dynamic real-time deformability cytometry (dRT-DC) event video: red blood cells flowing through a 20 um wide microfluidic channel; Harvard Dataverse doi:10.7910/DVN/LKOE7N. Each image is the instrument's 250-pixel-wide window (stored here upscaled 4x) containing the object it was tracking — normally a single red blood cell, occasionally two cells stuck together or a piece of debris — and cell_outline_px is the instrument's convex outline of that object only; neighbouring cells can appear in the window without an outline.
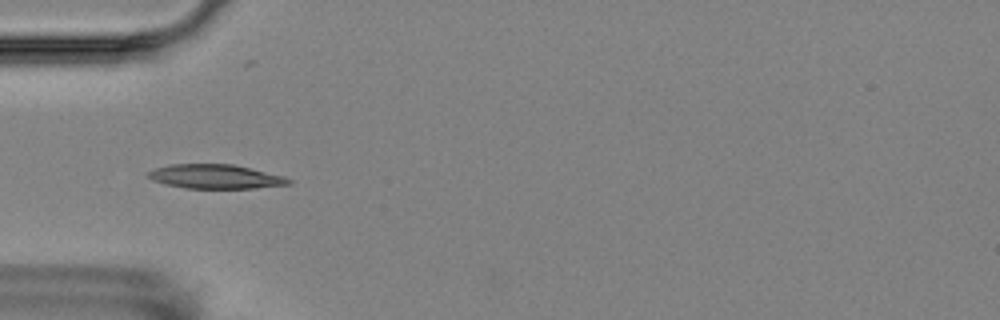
{"species": "Egyptian fruit bat (a non-hibernating species)", "species_latin": "Rousettus aegyptiacus", "temperature_condition": "room temperature", "stored_images_in_passage": 15, "camera_frame_rate_fps": 3000, "um_per_image_px": 0.085, "animal": {"sex": "female"}, "frame": {"image": 1, "passage_image": 4, "time_ms": 3.667, "image_size_px": [1000, 320], "cell_outline_px": [[292, 184], [256, 188], [184, 188], [164, 184], [152, 180], [144, 172], [168, 164], [232, 164], [284, 176], [292, 180]], "centroid_in_image_um": [18.28, 15.01], "position_along_channel_um": 66.7, "area_um2": 19.88}}
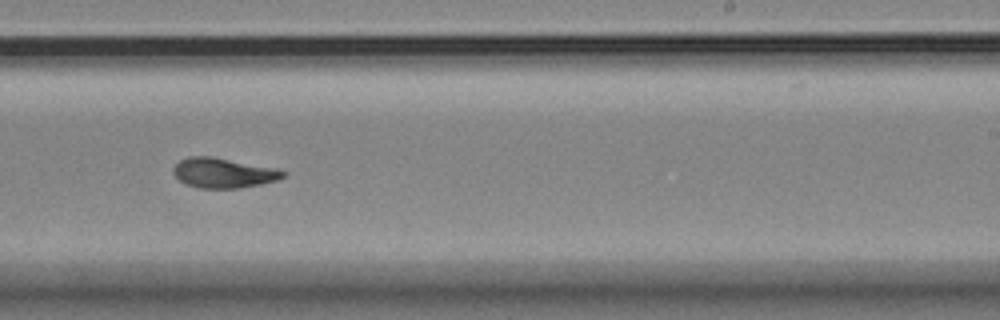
{"frame": {"image": 2, "passage_image": 9, "time_ms": 9.333, "image_size_px": [1000, 320], "cell_outline_px": [[288, 176], [280, 180], [240, 188], [200, 188], [184, 184], [172, 172], [172, 168], [180, 160], [188, 156], [212, 156], [276, 168], [288, 172]], "centroid_in_image_um": [19.03, 14.69], "position_along_channel_um": 270.0, "area_um2": 19.42}}
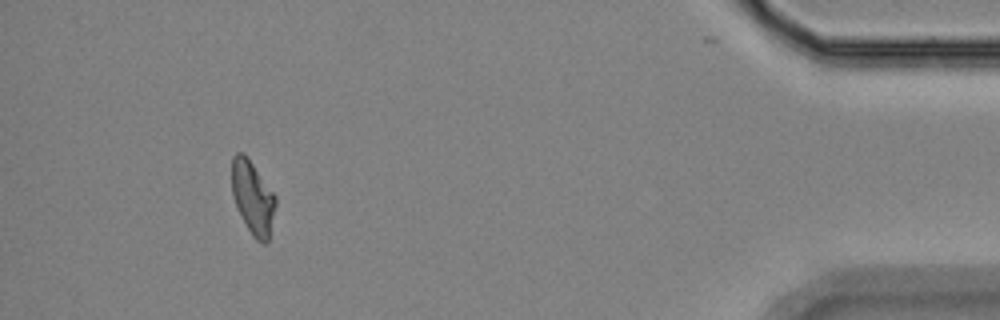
{"frame": {"image": 3, "passage_image": 14, "time_ms": 15.0, "image_size_px": [1000, 320], "cell_outline_px": [[276, 204], [268, 240], [264, 244], [256, 240], [252, 236], [236, 204], [232, 192], [232, 156], [236, 152], [244, 152], [276, 196]], "centroid_in_image_um": [21.49, 16.76], "position_along_channel_um": 413.7, "area_um2": 18.38}, "authors_computed_cell_mechanics": {"area_um2": 19.363, "velocity_mm_per_s": 3.5928, "shape_relaxation_time_tau1_ms": 3.0034, "shape_relaxation_time_tau2_ms": 2.1537, "deformation_change_tau1": 0.1264, "deformation_change_tau2": 0.0744}}